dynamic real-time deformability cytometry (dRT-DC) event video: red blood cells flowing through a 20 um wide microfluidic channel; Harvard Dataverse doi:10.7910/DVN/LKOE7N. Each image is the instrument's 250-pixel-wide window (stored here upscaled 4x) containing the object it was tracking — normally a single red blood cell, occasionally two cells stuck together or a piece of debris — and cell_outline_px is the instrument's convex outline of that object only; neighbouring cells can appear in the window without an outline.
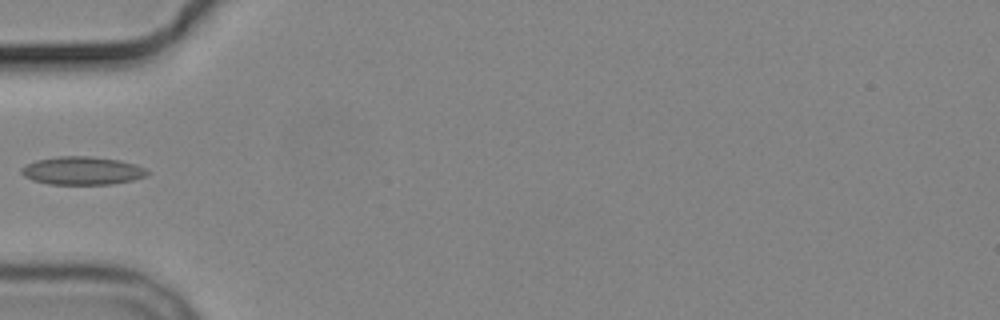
{"species": "common noctule bat (a hibernating species)", "species_latin": "Nyctalus noctula", "temperature_condition": "cold", "stored_images_in_passage": 4, "camera_frame_rate_fps": 3000, "um_per_image_px": 0.085, "animal": {"sex": "male", "body_mass_g": 19.2, "forearm_length_mm": 51.8}, "frame": {"image": 1, "passage_image": 3, "time_ms": 3.0, "image_size_px": [1000, 320], "cell_outline_px": [[148, 172], [144, 176], [132, 180], [112, 184], [48, 184], [32, 180], [24, 176], [20, 172], [20, 168], [36, 160], [60, 156], [92, 156], [120, 160], [136, 164], [144, 168]], "centroid_in_image_um": [6.96, 14.5], "position_along_channel_um": 78.0, "area_um2": 20.58}}
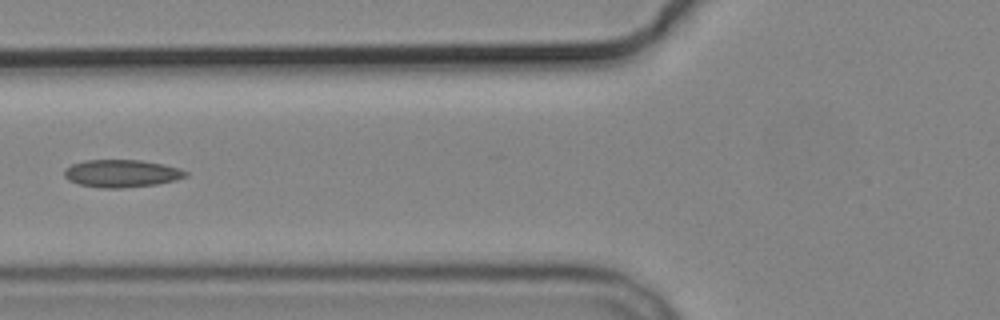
{"frame": {"image": 2, "passage_image": 4, "time_ms": 4.0, "image_size_px": [1000, 320], "cell_outline_px": [[188, 176], [176, 180], [156, 184], [120, 188], [100, 188], [80, 184], [68, 180], [64, 176], [64, 168], [72, 164], [84, 160], [140, 160], [180, 168], [188, 172]], "centroid_in_image_um": [10.32, 14.74], "position_along_channel_um": 115.5, "area_um2": 19.48}}